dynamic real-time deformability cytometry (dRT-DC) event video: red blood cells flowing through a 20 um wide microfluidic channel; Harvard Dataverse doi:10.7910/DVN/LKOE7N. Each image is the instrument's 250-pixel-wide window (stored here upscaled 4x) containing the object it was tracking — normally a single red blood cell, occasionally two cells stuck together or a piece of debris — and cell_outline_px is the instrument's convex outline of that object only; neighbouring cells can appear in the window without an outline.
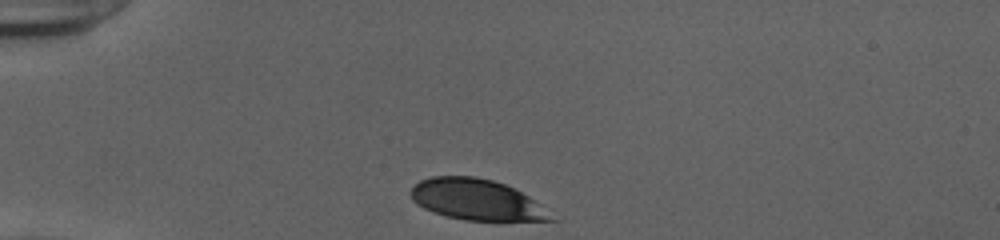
{"species": "human", "species_latin": "Homo sapiens", "temperature_condition": "cold", "stored_images_in_passage": 18, "camera_frame_rate_fps": 3000, "um_per_image_px": 0.085, "donor": {"sex": "female"}, "frame": {"image": 1, "passage_image": 1, "time_ms": 0.0, "image_size_px": [1000, 240], "cell_outline_px": [[560, 220], [464, 220], [444, 216], [432, 212], [416, 204], [412, 200], [412, 188], [420, 180], [432, 176], [476, 176], [492, 180], [516, 188], [528, 196]], "centroid_in_image_um": [40.5, 16.97], "position_along_channel_um": 44.5, "area_um2": 33.29}}
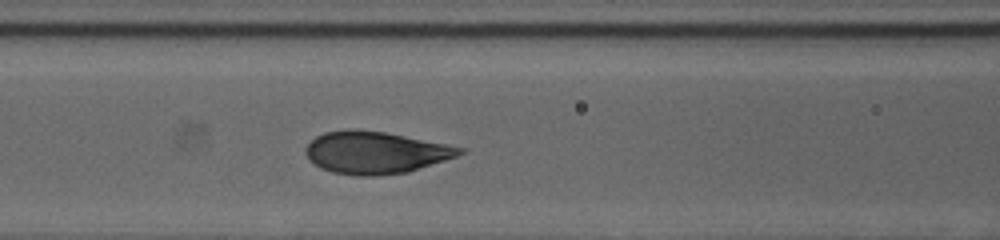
{"frame": {"image": 2, "passage_image": 11, "time_ms": 3.333, "image_size_px": [1000, 240], "cell_outline_px": [[464, 152], [456, 156], [408, 172], [380, 176], [356, 176], [332, 172], [320, 168], [308, 160], [304, 152], [304, 148], [316, 136], [324, 132], [348, 128], [356, 128], [384, 132], [464, 148]], "centroid_in_image_um": [31.82, 12.97], "position_along_channel_um": 134.8, "area_um2": 37.92}}
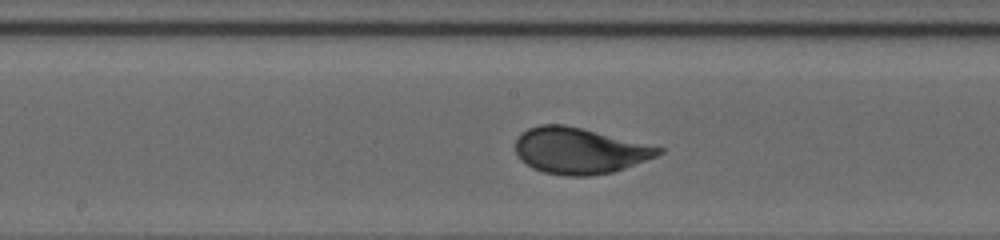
{"frame": {"image": 3, "passage_image": 16, "time_ms": 5.0, "image_size_px": [1000, 240], "cell_outline_px": [[664, 152], [656, 156], [624, 168], [612, 172], [588, 176], [564, 176], [544, 172], [532, 168], [520, 160], [516, 152], [516, 140], [520, 132], [528, 128], [540, 124], [564, 124], [584, 128], [664, 148]], "centroid_in_image_um": [49.22, 12.8], "position_along_channel_um": 199.0, "area_um2": 38.55}}